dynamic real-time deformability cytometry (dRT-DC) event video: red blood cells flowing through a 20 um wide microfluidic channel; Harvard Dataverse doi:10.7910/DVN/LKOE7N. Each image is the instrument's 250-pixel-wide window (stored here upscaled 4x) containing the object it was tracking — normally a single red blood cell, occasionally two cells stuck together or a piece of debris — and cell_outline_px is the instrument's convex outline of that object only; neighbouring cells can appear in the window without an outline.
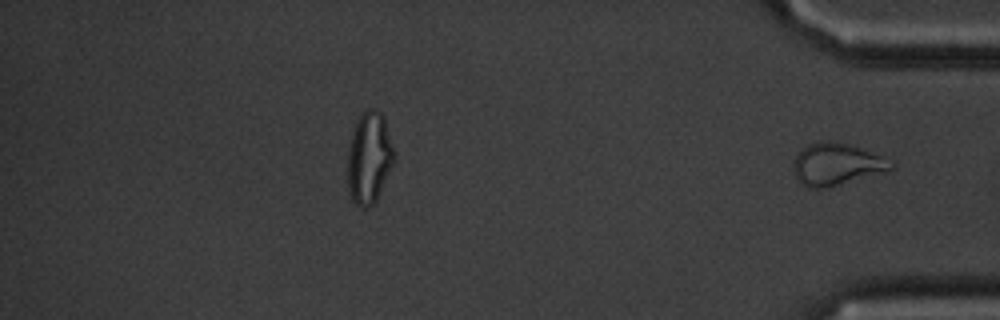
{"species": "common noctule bat (a hibernating species)", "species_latin": "Nyctalus noctula", "temperature_condition": "cold", "stored_images_in_passage": 35, "segment_of_instrument_passage": [2, 2], "camera_frame_rate_fps": 3000, "um_per_image_px": 0.085, "animal": {"sex": "male", "body_mass_g": 20.1, "forearm_length_mm": 53.5}, "frame": {"image": 1, "passage_image": 35, "time_ms": 11.333, "image_size_px": [1000, 320], "cell_outline_px": [[896, 168], [828, 188], [808, 188], [800, 184], [792, 168], [796, 156], [808, 144], [820, 140], [836, 140], [852, 144], [896, 164]], "centroid_in_image_um": [71.07, 13.95], "position_along_channel_um": 364.1, "area_um2": 23.99}}